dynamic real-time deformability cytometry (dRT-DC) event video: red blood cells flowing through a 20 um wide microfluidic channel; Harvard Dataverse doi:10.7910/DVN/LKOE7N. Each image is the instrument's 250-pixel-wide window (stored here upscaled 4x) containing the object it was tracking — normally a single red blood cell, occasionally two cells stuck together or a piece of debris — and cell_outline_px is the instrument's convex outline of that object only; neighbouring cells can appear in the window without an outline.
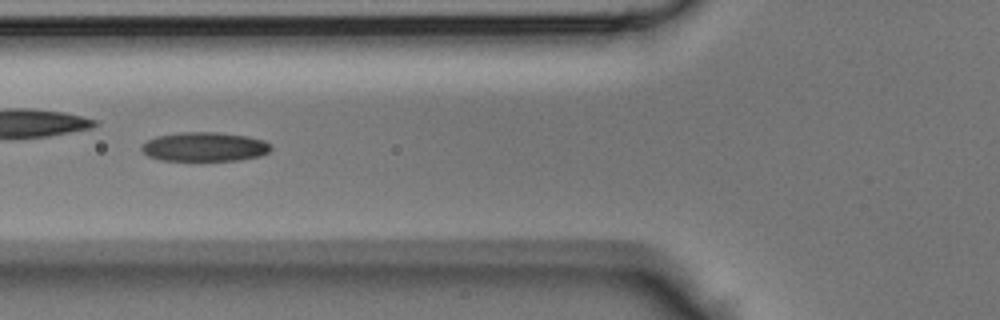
{"species": "Egyptian fruit bat (a non-hibernating species)", "species_latin": "Rousettus aegyptiacus", "temperature_condition": "room temperature", "stored_images_in_passage": 17, "camera_frame_rate_fps": 3000, "um_per_image_px": 0.085, "animal": {"sex": "male"}, "frame": {"image": 1, "passage_image": 6, "time_ms": 1.667, "image_size_px": [1000, 320], "cell_outline_px": [[272, 148], [268, 152], [260, 156], [240, 160], [160, 160], [148, 156], [140, 148], [148, 140], [156, 136], [180, 132], [216, 132], [248, 136], [264, 140], [272, 144]], "centroid_in_image_um": [17.42, 12.47], "position_along_channel_um": 108.4, "area_um2": 22.02}}